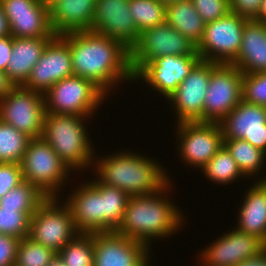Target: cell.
I'll return each instance as SVG.
<instances>
[{
    "mask_svg": "<svg viewBox=\"0 0 266 266\" xmlns=\"http://www.w3.org/2000/svg\"><path fill=\"white\" fill-rule=\"evenodd\" d=\"M60 36L69 44L74 76L92 81L106 95L123 81L133 82L130 50L121 42L90 30Z\"/></svg>",
    "mask_w": 266,
    "mask_h": 266,
    "instance_id": "cell-1",
    "label": "cell"
},
{
    "mask_svg": "<svg viewBox=\"0 0 266 266\" xmlns=\"http://www.w3.org/2000/svg\"><path fill=\"white\" fill-rule=\"evenodd\" d=\"M171 186L169 180L153 194L130 196L122 222L115 232L151 249L152 239L168 238L176 234L183 226L185 216L175 202L168 198Z\"/></svg>",
    "mask_w": 266,
    "mask_h": 266,
    "instance_id": "cell-2",
    "label": "cell"
},
{
    "mask_svg": "<svg viewBox=\"0 0 266 266\" xmlns=\"http://www.w3.org/2000/svg\"><path fill=\"white\" fill-rule=\"evenodd\" d=\"M126 151L94 157L91 170H95L98 182L121 189L129 196L153 194L169 180L172 183L168 171L155 158Z\"/></svg>",
    "mask_w": 266,
    "mask_h": 266,
    "instance_id": "cell-3",
    "label": "cell"
},
{
    "mask_svg": "<svg viewBox=\"0 0 266 266\" xmlns=\"http://www.w3.org/2000/svg\"><path fill=\"white\" fill-rule=\"evenodd\" d=\"M87 117L69 114L45 113L42 138L71 171L91 169L94 147L89 138ZM76 169V170H75Z\"/></svg>",
    "mask_w": 266,
    "mask_h": 266,
    "instance_id": "cell-4",
    "label": "cell"
},
{
    "mask_svg": "<svg viewBox=\"0 0 266 266\" xmlns=\"http://www.w3.org/2000/svg\"><path fill=\"white\" fill-rule=\"evenodd\" d=\"M20 165L23 180L33 184L48 198L60 197L59 191L72 173L42 137L30 140Z\"/></svg>",
    "mask_w": 266,
    "mask_h": 266,
    "instance_id": "cell-5",
    "label": "cell"
},
{
    "mask_svg": "<svg viewBox=\"0 0 266 266\" xmlns=\"http://www.w3.org/2000/svg\"><path fill=\"white\" fill-rule=\"evenodd\" d=\"M107 95L92 81L70 76L55 83L45 94V112L88 117Z\"/></svg>",
    "mask_w": 266,
    "mask_h": 266,
    "instance_id": "cell-6",
    "label": "cell"
},
{
    "mask_svg": "<svg viewBox=\"0 0 266 266\" xmlns=\"http://www.w3.org/2000/svg\"><path fill=\"white\" fill-rule=\"evenodd\" d=\"M59 200V197H49L41 204L30 218L28 235L32 241L56 253L79 234L70 207L65 202L61 205Z\"/></svg>",
    "mask_w": 266,
    "mask_h": 266,
    "instance_id": "cell-7",
    "label": "cell"
},
{
    "mask_svg": "<svg viewBox=\"0 0 266 266\" xmlns=\"http://www.w3.org/2000/svg\"><path fill=\"white\" fill-rule=\"evenodd\" d=\"M248 20L229 12L220 19L205 23L203 38L197 46L201 60L231 64L239 54L244 26Z\"/></svg>",
    "mask_w": 266,
    "mask_h": 266,
    "instance_id": "cell-8",
    "label": "cell"
},
{
    "mask_svg": "<svg viewBox=\"0 0 266 266\" xmlns=\"http://www.w3.org/2000/svg\"><path fill=\"white\" fill-rule=\"evenodd\" d=\"M243 74L231 64L210 62V80L204 99L203 122L219 123L242 101Z\"/></svg>",
    "mask_w": 266,
    "mask_h": 266,
    "instance_id": "cell-9",
    "label": "cell"
},
{
    "mask_svg": "<svg viewBox=\"0 0 266 266\" xmlns=\"http://www.w3.org/2000/svg\"><path fill=\"white\" fill-rule=\"evenodd\" d=\"M167 55H198L197 46L167 22L140 33L130 50V65L135 75L146 63Z\"/></svg>",
    "mask_w": 266,
    "mask_h": 266,
    "instance_id": "cell-10",
    "label": "cell"
},
{
    "mask_svg": "<svg viewBox=\"0 0 266 266\" xmlns=\"http://www.w3.org/2000/svg\"><path fill=\"white\" fill-rule=\"evenodd\" d=\"M45 113L44 94L22 85L0 100V120L32 139L42 136Z\"/></svg>",
    "mask_w": 266,
    "mask_h": 266,
    "instance_id": "cell-11",
    "label": "cell"
},
{
    "mask_svg": "<svg viewBox=\"0 0 266 266\" xmlns=\"http://www.w3.org/2000/svg\"><path fill=\"white\" fill-rule=\"evenodd\" d=\"M176 125L177 150L187 166L202 169L223 146V135L217 122H180Z\"/></svg>",
    "mask_w": 266,
    "mask_h": 266,
    "instance_id": "cell-12",
    "label": "cell"
},
{
    "mask_svg": "<svg viewBox=\"0 0 266 266\" xmlns=\"http://www.w3.org/2000/svg\"><path fill=\"white\" fill-rule=\"evenodd\" d=\"M201 61L199 55H167L157 57L146 63L135 75L152 90L159 92L168 99L178 85L190 74L192 69ZM145 82V83H144Z\"/></svg>",
    "mask_w": 266,
    "mask_h": 266,
    "instance_id": "cell-13",
    "label": "cell"
},
{
    "mask_svg": "<svg viewBox=\"0 0 266 266\" xmlns=\"http://www.w3.org/2000/svg\"><path fill=\"white\" fill-rule=\"evenodd\" d=\"M151 249L113 232L94 233V266H150Z\"/></svg>",
    "mask_w": 266,
    "mask_h": 266,
    "instance_id": "cell-14",
    "label": "cell"
},
{
    "mask_svg": "<svg viewBox=\"0 0 266 266\" xmlns=\"http://www.w3.org/2000/svg\"><path fill=\"white\" fill-rule=\"evenodd\" d=\"M69 44L56 35L47 45L22 85L27 89L45 94L58 81L73 76Z\"/></svg>",
    "mask_w": 266,
    "mask_h": 266,
    "instance_id": "cell-15",
    "label": "cell"
},
{
    "mask_svg": "<svg viewBox=\"0 0 266 266\" xmlns=\"http://www.w3.org/2000/svg\"><path fill=\"white\" fill-rule=\"evenodd\" d=\"M223 234L199 253L198 266H237L241 261L256 256L266 244L257 236L236 228ZM201 258V259H200Z\"/></svg>",
    "mask_w": 266,
    "mask_h": 266,
    "instance_id": "cell-16",
    "label": "cell"
},
{
    "mask_svg": "<svg viewBox=\"0 0 266 266\" xmlns=\"http://www.w3.org/2000/svg\"><path fill=\"white\" fill-rule=\"evenodd\" d=\"M12 37H55L49 6L40 0H0Z\"/></svg>",
    "mask_w": 266,
    "mask_h": 266,
    "instance_id": "cell-17",
    "label": "cell"
},
{
    "mask_svg": "<svg viewBox=\"0 0 266 266\" xmlns=\"http://www.w3.org/2000/svg\"><path fill=\"white\" fill-rule=\"evenodd\" d=\"M90 31L113 38L129 50L140 35L129 11V0H96Z\"/></svg>",
    "mask_w": 266,
    "mask_h": 266,
    "instance_id": "cell-18",
    "label": "cell"
},
{
    "mask_svg": "<svg viewBox=\"0 0 266 266\" xmlns=\"http://www.w3.org/2000/svg\"><path fill=\"white\" fill-rule=\"evenodd\" d=\"M210 80V62L200 61L167 99L180 122H203V108Z\"/></svg>",
    "mask_w": 266,
    "mask_h": 266,
    "instance_id": "cell-19",
    "label": "cell"
},
{
    "mask_svg": "<svg viewBox=\"0 0 266 266\" xmlns=\"http://www.w3.org/2000/svg\"><path fill=\"white\" fill-rule=\"evenodd\" d=\"M219 125L223 139H243L266 153V107L243 100Z\"/></svg>",
    "mask_w": 266,
    "mask_h": 266,
    "instance_id": "cell-20",
    "label": "cell"
},
{
    "mask_svg": "<svg viewBox=\"0 0 266 266\" xmlns=\"http://www.w3.org/2000/svg\"><path fill=\"white\" fill-rule=\"evenodd\" d=\"M91 181V182H90ZM84 181L65 198L79 233L103 232L102 182L97 177Z\"/></svg>",
    "mask_w": 266,
    "mask_h": 266,
    "instance_id": "cell-21",
    "label": "cell"
},
{
    "mask_svg": "<svg viewBox=\"0 0 266 266\" xmlns=\"http://www.w3.org/2000/svg\"><path fill=\"white\" fill-rule=\"evenodd\" d=\"M96 0H55L49 5L50 24L56 35L91 30Z\"/></svg>",
    "mask_w": 266,
    "mask_h": 266,
    "instance_id": "cell-22",
    "label": "cell"
},
{
    "mask_svg": "<svg viewBox=\"0 0 266 266\" xmlns=\"http://www.w3.org/2000/svg\"><path fill=\"white\" fill-rule=\"evenodd\" d=\"M243 198L235 228L257 236L266 244V180H256Z\"/></svg>",
    "mask_w": 266,
    "mask_h": 266,
    "instance_id": "cell-23",
    "label": "cell"
},
{
    "mask_svg": "<svg viewBox=\"0 0 266 266\" xmlns=\"http://www.w3.org/2000/svg\"><path fill=\"white\" fill-rule=\"evenodd\" d=\"M266 24L248 20L244 26L241 47L231 65L244 74L266 72Z\"/></svg>",
    "mask_w": 266,
    "mask_h": 266,
    "instance_id": "cell-24",
    "label": "cell"
},
{
    "mask_svg": "<svg viewBox=\"0 0 266 266\" xmlns=\"http://www.w3.org/2000/svg\"><path fill=\"white\" fill-rule=\"evenodd\" d=\"M54 37L19 38L12 37V53L6 69L15 86L23 85L36 62L40 60L46 45Z\"/></svg>",
    "mask_w": 266,
    "mask_h": 266,
    "instance_id": "cell-25",
    "label": "cell"
},
{
    "mask_svg": "<svg viewBox=\"0 0 266 266\" xmlns=\"http://www.w3.org/2000/svg\"><path fill=\"white\" fill-rule=\"evenodd\" d=\"M166 22L196 46L203 38L205 22L191 0L166 5Z\"/></svg>",
    "mask_w": 266,
    "mask_h": 266,
    "instance_id": "cell-26",
    "label": "cell"
},
{
    "mask_svg": "<svg viewBox=\"0 0 266 266\" xmlns=\"http://www.w3.org/2000/svg\"><path fill=\"white\" fill-rule=\"evenodd\" d=\"M223 145L229 151L238 167L246 177L261 175L266 153L243 139H223Z\"/></svg>",
    "mask_w": 266,
    "mask_h": 266,
    "instance_id": "cell-27",
    "label": "cell"
},
{
    "mask_svg": "<svg viewBox=\"0 0 266 266\" xmlns=\"http://www.w3.org/2000/svg\"><path fill=\"white\" fill-rule=\"evenodd\" d=\"M200 170L208 180L210 179V182L213 181L216 185H228L241 177L247 178L224 145Z\"/></svg>",
    "mask_w": 266,
    "mask_h": 266,
    "instance_id": "cell-28",
    "label": "cell"
},
{
    "mask_svg": "<svg viewBox=\"0 0 266 266\" xmlns=\"http://www.w3.org/2000/svg\"><path fill=\"white\" fill-rule=\"evenodd\" d=\"M129 197L123 190L102 183L103 232H113L118 228Z\"/></svg>",
    "mask_w": 266,
    "mask_h": 266,
    "instance_id": "cell-29",
    "label": "cell"
},
{
    "mask_svg": "<svg viewBox=\"0 0 266 266\" xmlns=\"http://www.w3.org/2000/svg\"><path fill=\"white\" fill-rule=\"evenodd\" d=\"M31 139L0 120V163L20 164Z\"/></svg>",
    "mask_w": 266,
    "mask_h": 266,
    "instance_id": "cell-30",
    "label": "cell"
},
{
    "mask_svg": "<svg viewBox=\"0 0 266 266\" xmlns=\"http://www.w3.org/2000/svg\"><path fill=\"white\" fill-rule=\"evenodd\" d=\"M129 11L140 33L166 22V5L157 0H129Z\"/></svg>",
    "mask_w": 266,
    "mask_h": 266,
    "instance_id": "cell-31",
    "label": "cell"
},
{
    "mask_svg": "<svg viewBox=\"0 0 266 266\" xmlns=\"http://www.w3.org/2000/svg\"><path fill=\"white\" fill-rule=\"evenodd\" d=\"M57 254L65 266H94V233H79Z\"/></svg>",
    "mask_w": 266,
    "mask_h": 266,
    "instance_id": "cell-32",
    "label": "cell"
},
{
    "mask_svg": "<svg viewBox=\"0 0 266 266\" xmlns=\"http://www.w3.org/2000/svg\"><path fill=\"white\" fill-rule=\"evenodd\" d=\"M47 198L33 184L23 181L0 198V206H18L32 216Z\"/></svg>",
    "mask_w": 266,
    "mask_h": 266,
    "instance_id": "cell-33",
    "label": "cell"
},
{
    "mask_svg": "<svg viewBox=\"0 0 266 266\" xmlns=\"http://www.w3.org/2000/svg\"><path fill=\"white\" fill-rule=\"evenodd\" d=\"M31 215L18 206H0V233L17 239L29 235Z\"/></svg>",
    "mask_w": 266,
    "mask_h": 266,
    "instance_id": "cell-34",
    "label": "cell"
},
{
    "mask_svg": "<svg viewBox=\"0 0 266 266\" xmlns=\"http://www.w3.org/2000/svg\"><path fill=\"white\" fill-rule=\"evenodd\" d=\"M56 254L54 250L26 237L19 241L14 266H47Z\"/></svg>",
    "mask_w": 266,
    "mask_h": 266,
    "instance_id": "cell-35",
    "label": "cell"
},
{
    "mask_svg": "<svg viewBox=\"0 0 266 266\" xmlns=\"http://www.w3.org/2000/svg\"><path fill=\"white\" fill-rule=\"evenodd\" d=\"M242 100L266 107V72L243 74Z\"/></svg>",
    "mask_w": 266,
    "mask_h": 266,
    "instance_id": "cell-36",
    "label": "cell"
},
{
    "mask_svg": "<svg viewBox=\"0 0 266 266\" xmlns=\"http://www.w3.org/2000/svg\"><path fill=\"white\" fill-rule=\"evenodd\" d=\"M205 23L215 21L230 12L229 0H191Z\"/></svg>",
    "mask_w": 266,
    "mask_h": 266,
    "instance_id": "cell-37",
    "label": "cell"
},
{
    "mask_svg": "<svg viewBox=\"0 0 266 266\" xmlns=\"http://www.w3.org/2000/svg\"><path fill=\"white\" fill-rule=\"evenodd\" d=\"M21 165L16 163H0V198L12 188L23 182Z\"/></svg>",
    "mask_w": 266,
    "mask_h": 266,
    "instance_id": "cell-38",
    "label": "cell"
},
{
    "mask_svg": "<svg viewBox=\"0 0 266 266\" xmlns=\"http://www.w3.org/2000/svg\"><path fill=\"white\" fill-rule=\"evenodd\" d=\"M20 239L0 233V266H14Z\"/></svg>",
    "mask_w": 266,
    "mask_h": 266,
    "instance_id": "cell-39",
    "label": "cell"
},
{
    "mask_svg": "<svg viewBox=\"0 0 266 266\" xmlns=\"http://www.w3.org/2000/svg\"><path fill=\"white\" fill-rule=\"evenodd\" d=\"M261 3L262 0H229L230 12L252 20L258 15Z\"/></svg>",
    "mask_w": 266,
    "mask_h": 266,
    "instance_id": "cell-40",
    "label": "cell"
},
{
    "mask_svg": "<svg viewBox=\"0 0 266 266\" xmlns=\"http://www.w3.org/2000/svg\"><path fill=\"white\" fill-rule=\"evenodd\" d=\"M12 53V36L0 38V70L6 71Z\"/></svg>",
    "mask_w": 266,
    "mask_h": 266,
    "instance_id": "cell-41",
    "label": "cell"
},
{
    "mask_svg": "<svg viewBox=\"0 0 266 266\" xmlns=\"http://www.w3.org/2000/svg\"><path fill=\"white\" fill-rule=\"evenodd\" d=\"M237 266H266V247L256 256L244 259Z\"/></svg>",
    "mask_w": 266,
    "mask_h": 266,
    "instance_id": "cell-42",
    "label": "cell"
},
{
    "mask_svg": "<svg viewBox=\"0 0 266 266\" xmlns=\"http://www.w3.org/2000/svg\"><path fill=\"white\" fill-rule=\"evenodd\" d=\"M14 87L15 84L9 79L8 74L0 70V100L9 94Z\"/></svg>",
    "mask_w": 266,
    "mask_h": 266,
    "instance_id": "cell-43",
    "label": "cell"
},
{
    "mask_svg": "<svg viewBox=\"0 0 266 266\" xmlns=\"http://www.w3.org/2000/svg\"><path fill=\"white\" fill-rule=\"evenodd\" d=\"M10 35L11 32L9 22L0 3V38L7 37Z\"/></svg>",
    "mask_w": 266,
    "mask_h": 266,
    "instance_id": "cell-44",
    "label": "cell"
},
{
    "mask_svg": "<svg viewBox=\"0 0 266 266\" xmlns=\"http://www.w3.org/2000/svg\"><path fill=\"white\" fill-rule=\"evenodd\" d=\"M253 20L266 24V0H262L259 13Z\"/></svg>",
    "mask_w": 266,
    "mask_h": 266,
    "instance_id": "cell-45",
    "label": "cell"
},
{
    "mask_svg": "<svg viewBox=\"0 0 266 266\" xmlns=\"http://www.w3.org/2000/svg\"><path fill=\"white\" fill-rule=\"evenodd\" d=\"M47 266H65V265L60 256L56 254Z\"/></svg>",
    "mask_w": 266,
    "mask_h": 266,
    "instance_id": "cell-46",
    "label": "cell"
},
{
    "mask_svg": "<svg viewBox=\"0 0 266 266\" xmlns=\"http://www.w3.org/2000/svg\"><path fill=\"white\" fill-rule=\"evenodd\" d=\"M157 1H159L160 3H163L165 5H168V4L175 3V2L181 1V0H157Z\"/></svg>",
    "mask_w": 266,
    "mask_h": 266,
    "instance_id": "cell-47",
    "label": "cell"
},
{
    "mask_svg": "<svg viewBox=\"0 0 266 266\" xmlns=\"http://www.w3.org/2000/svg\"><path fill=\"white\" fill-rule=\"evenodd\" d=\"M42 3L46 4V5H50L52 2H54L55 0H40Z\"/></svg>",
    "mask_w": 266,
    "mask_h": 266,
    "instance_id": "cell-48",
    "label": "cell"
},
{
    "mask_svg": "<svg viewBox=\"0 0 266 266\" xmlns=\"http://www.w3.org/2000/svg\"><path fill=\"white\" fill-rule=\"evenodd\" d=\"M262 176H264V177H262ZM261 176V178H257V180L259 179V180H266V176L264 175V172H263V175Z\"/></svg>",
    "mask_w": 266,
    "mask_h": 266,
    "instance_id": "cell-49",
    "label": "cell"
}]
</instances>
